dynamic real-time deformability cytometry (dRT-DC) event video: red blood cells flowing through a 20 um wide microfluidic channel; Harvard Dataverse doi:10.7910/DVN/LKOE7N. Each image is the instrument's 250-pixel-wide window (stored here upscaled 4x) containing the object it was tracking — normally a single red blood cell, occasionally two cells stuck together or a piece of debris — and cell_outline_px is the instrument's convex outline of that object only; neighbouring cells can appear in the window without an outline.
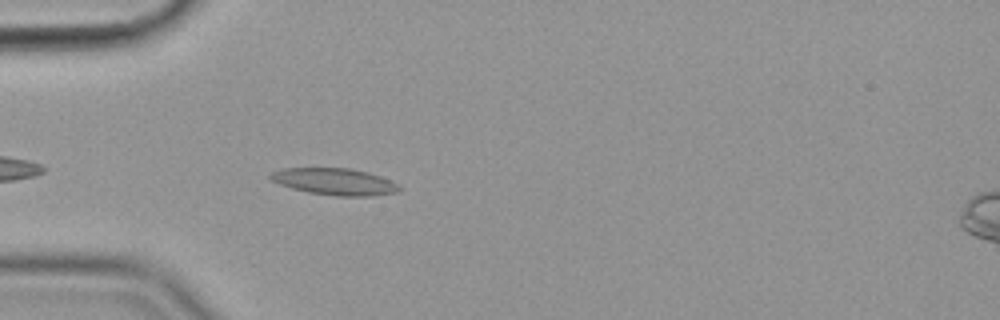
{"species": "common noctule bat (a hibernating species)", "species_latin": "Nyctalus noctula", "temperature_condition": "cold", "stored_images_in_passage": 35, "camera_frame_rate_fps": 3000, "um_per_image_px": 0.085, "animal": {"sex": "female", "body_mass_g": 19.9}, "frame": {"image": 1, "passage_image": 2, "time_ms": 0.333, "image_size_px": [1000, 320], "cell_outline_px": [[400, 192], [372, 196], [336, 196], [308, 192], [292, 188], [268, 180], [268, 176], [272, 172], [284, 168], [348, 168], [368, 172], [380, 176], [396, 184], [400, 188]], "centroid_in_image_um": [28.41, 15.44], "position_along_channel_um": 56.6, "area_um2": 20.06}}
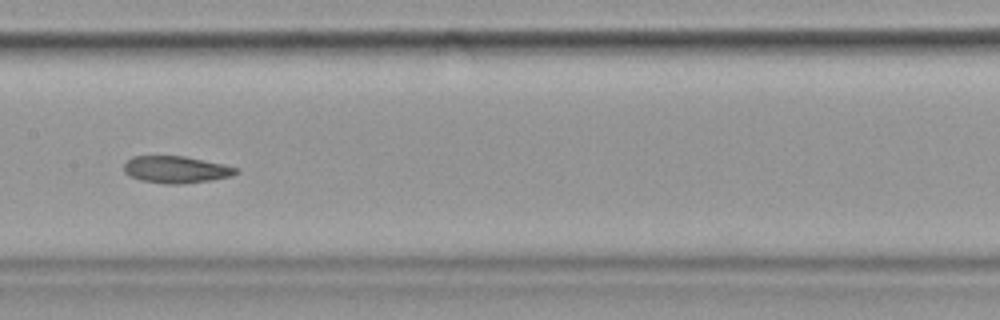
{"frame": {"image": 2, "passage_image": 14, "time_ms": 4.333, "image_size_px": [1000, 320], "cell_outline_px": [[240, 172], [232, 176], [212, 180], [180, 184], [168, 184], [140, 180], [128, 176], [124, 172], [124, 164], [132, 156], [184, 156], [224, 164], [240, 168]], "centroid_in_image_um": [14.99, 14.41], "position_along_channel_um": 192.4, "area_um2": 17.8}}
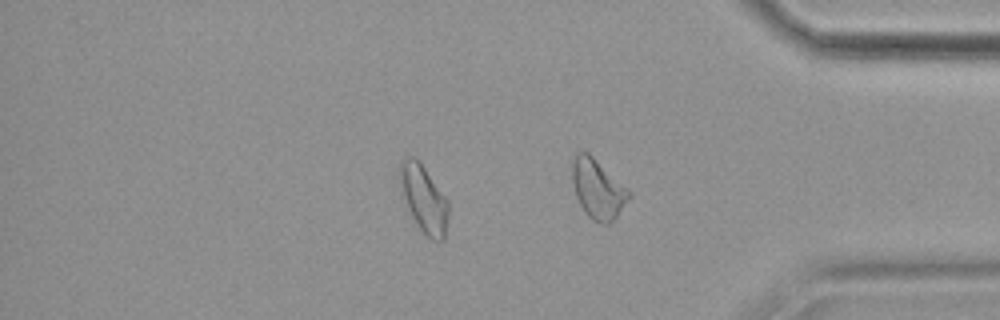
{"frame": {"image": 3, "passage_image": 31, "time_ms": 10.0, "image_size_px": [1000, 320], "cell_outline_px": [[448, 216], [444, 240], [432, 240], [416, 224], [408, 208], [396, 172], [400, 160], [408, 156], [416, 156], [420, 160], [448, 200]], "centroid_in_image_um": [36.0, 16.8], "position_along_channel_um": 399.2, "area_um2": 19.25}, "authors_computed_cell_mechanics": {"area_um2": 17.8024, "velocity_mm_per_s": 3.5612, "shape_relaxation_time_tau1_ms": null, "shape_relaxation_time_tau2_ms": 8.6135, "deformation_change_tau1": null, "deformation_change_tau2": 0.1663}}